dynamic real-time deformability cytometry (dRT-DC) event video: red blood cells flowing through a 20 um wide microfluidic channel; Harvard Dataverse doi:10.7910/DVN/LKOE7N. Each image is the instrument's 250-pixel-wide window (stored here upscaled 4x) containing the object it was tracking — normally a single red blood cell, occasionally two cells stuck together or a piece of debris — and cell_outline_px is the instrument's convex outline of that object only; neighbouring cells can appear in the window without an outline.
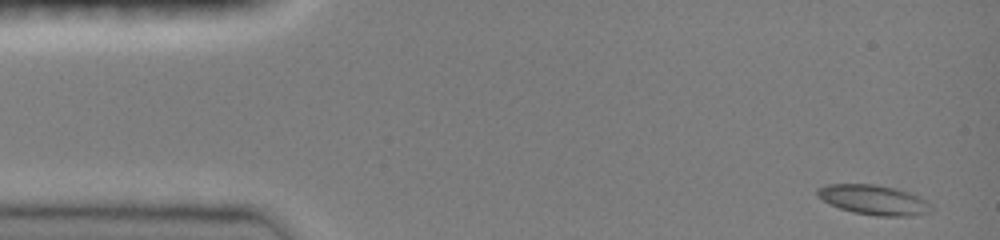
{"species": "common noctule bat (a hibernating species)", "species_latin": "Nyctalus noctula", "temperature_condition": "room temperature", "stored_images_in_passage": 17, "camera_frame_rate_fps": 3000, "um_per_image_px": 0.085, "animal": {"sex": "female", "body_mass_g": 19.0, "forearm_length_mm": 51.5}, "frame": {"image": 1, "passage_image": 1, "time_ms": 0.0, "image_size_px": [1000, 240], "cell_outline_px": [[932, 212], [916, 216], [876, 216], [852, 212], [840, 208], [816, 196], [816, 188], [828, 184], [872, 184], [896, 188], [908, 192], [924, 200], [932, 208]], "centroid_in_image_um": [74.25, 16.99], "position_along_channel_um": 10.7, "area_um2": 19.71}}
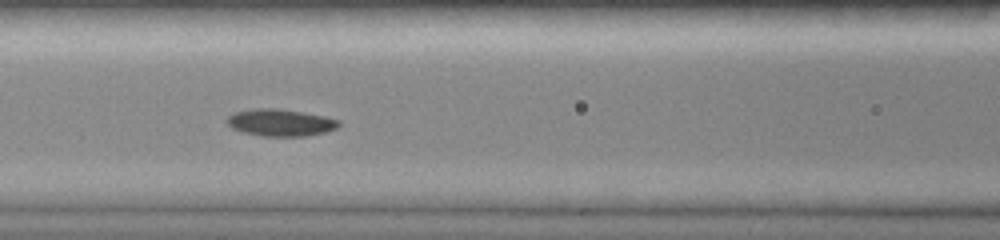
{"frame": {"image": 2, "passage_image": 12, "time_ms": 6.0, "image_size_px": [1000, 240], "cell_outline_px": [[340, 124], [336, 128], [324, 132], [304, 136], [264, 136], [244, 132], [232, 128], [224, 120], [232, 112], [252, 108], [280, 108], [304, 112], [324, 116], [340, 120]], "centroid_in_image_um": [23.8, 10.4], "position_along_channel_um": 142.8, "area_um2": 17.74}}
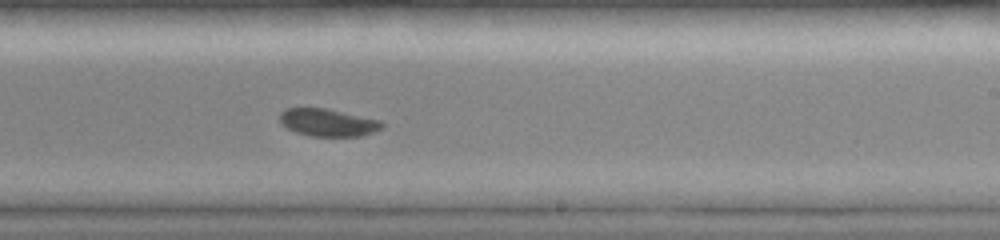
{"frame": {"image": 3, "passage_image": 17, "time_ms": 9.0, "image_size_px": [1000, 240], "cell_outline_px": [[384, 128], [360, 136], [312, 136], [296, 132], [288, 128], [280, 120], [280, 112], [284, 108], [324, 108], [380, 120], [384, 124]], "centroid_in_image_um": [27.88, 10.41], "position_along_channel_um": 261.1, "area_um2": 16.18}}